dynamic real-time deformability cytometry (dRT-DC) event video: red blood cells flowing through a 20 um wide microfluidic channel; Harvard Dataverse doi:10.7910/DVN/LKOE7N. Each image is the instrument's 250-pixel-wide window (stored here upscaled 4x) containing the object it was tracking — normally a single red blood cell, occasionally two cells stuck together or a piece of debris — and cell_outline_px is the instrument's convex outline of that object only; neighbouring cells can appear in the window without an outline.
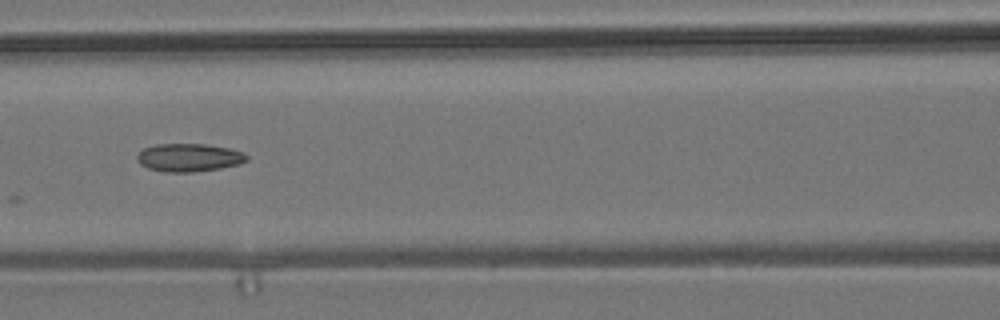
{"species": "common noctule bat (a hibernating species)", "species_latin": "Nyctalus noctula", "temperature_condition": "room temperature", "stored_images_in_passage": 6, "camera_frame_rate_fps": 3000, "um_per_image_px": 0.085, "animal": {"sex": "male", "body_mass_g": 19.2, "forearm_length_mm": 51.8}, "frame": {"image": 1, "passage_image": 5, "time_ms": 4.667, "image_size_px": [1000, 320], "cell_outline_px": [[248, 160], [240, 164], [220, 168], [192, 172], [164, 172], [148, 168], [140, 164], [136, 160], [136, 156], [144, 148], [156, 144], [204, 144], [228, 148], [240, 152], [248, 156]], "centroid_in_image_um": [16.03, 13.4], "position_along_channel_um": 150.6, "area_um2": 17.86}}
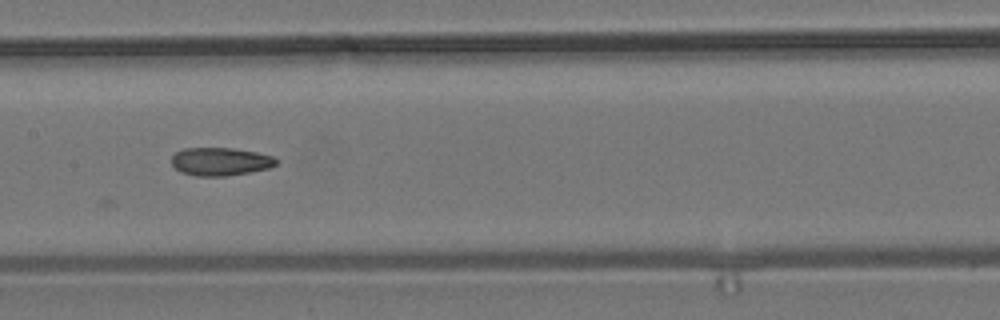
{"frame": {"image": 2, "passage_image": 6, "time_ms": 5.667, "image_size_px": [1000, 320], "cell_outline_px": [[280, 160], [276, 164], [268, 168], [252, 172], [228, 176], [196, 176], [180, 172], [172, 164], [172, 156], [176, 152], [184, 148], [232, 148], [256, 152], [272, 156]], "centroid_in_image_um": [18.74, 13.74], "position_along_channel_um": 188.7, "area_um2": 17.22}}